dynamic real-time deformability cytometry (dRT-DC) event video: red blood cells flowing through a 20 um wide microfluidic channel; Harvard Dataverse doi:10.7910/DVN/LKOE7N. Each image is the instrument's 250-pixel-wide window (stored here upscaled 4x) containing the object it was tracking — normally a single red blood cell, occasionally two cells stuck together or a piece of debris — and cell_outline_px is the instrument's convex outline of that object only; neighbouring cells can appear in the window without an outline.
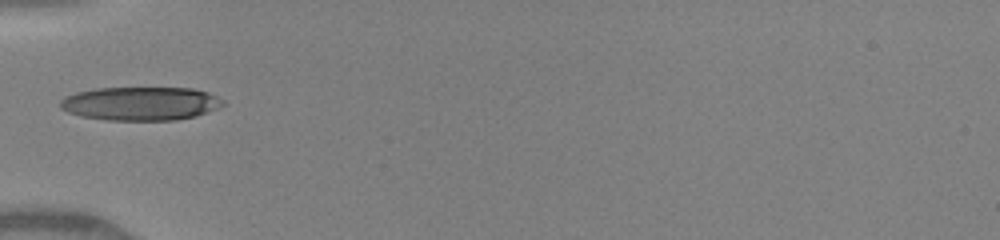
{"species": "human", "species_latin": "Homo sapiens", "temperature_condition": "warm", "stored_images_in_passage": 1, "camera_frame_rate_fps": 3000, "um_per_image_px": 0.085, "donor": {"sex": "female"}, "frame": {"image": 1, "passage_image": 1, "time_ms": 0.0, "image_size_px": [1000, 240], "cell_outline_px": [[224, 104], [216, 108], [196, 116], [176, 120], [108, 120], [80, 116], [68, 112], [60, 108], [60, 100], [64, 96], [76, 92], [96, 88], [192, 88], [208, 92], [224, 100]], "centroid_in_image_um": [11.92, 8.8], "position_along_channel_um": 73.1, "area_um2": 31.91}}